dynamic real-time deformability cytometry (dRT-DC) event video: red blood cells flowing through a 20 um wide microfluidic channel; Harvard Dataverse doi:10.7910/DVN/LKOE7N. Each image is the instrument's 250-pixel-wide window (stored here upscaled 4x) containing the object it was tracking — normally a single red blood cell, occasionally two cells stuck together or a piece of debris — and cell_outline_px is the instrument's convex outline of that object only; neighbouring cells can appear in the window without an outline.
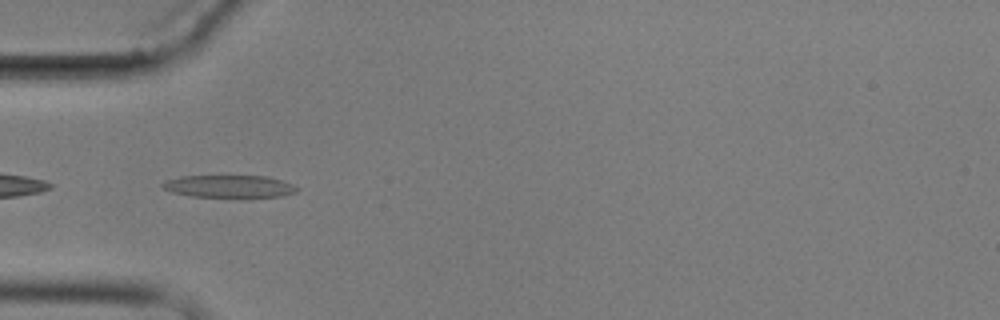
{"species": "common noctule bat (a hibernating species)", "species_latin": "Nyctalus noctula", "temperature_condition": "cold", "stored_images_in_passage": 6, "camera_frame_rate_fps": 3000, "um_per_image_px": 0.085, "animal": {"sex": "male", "body_mass_g": 17.9}, "frame": {"image": 1, "passage_image": 5, "time_ms": 5.667, "image_size_px": [1000, 320], "cell_outline_px": [[300, 188], [296, 192], [280, 196], [240, 200], [192, 196], [172, 192], [164, 188], [160, 184], [164, 180], [180, 176], [268, 176], [292, 184]], "centroid_in_image_um": [19.5, 15.88], "position_along_channel_um": 65.5, "area_um2": 18.5}}
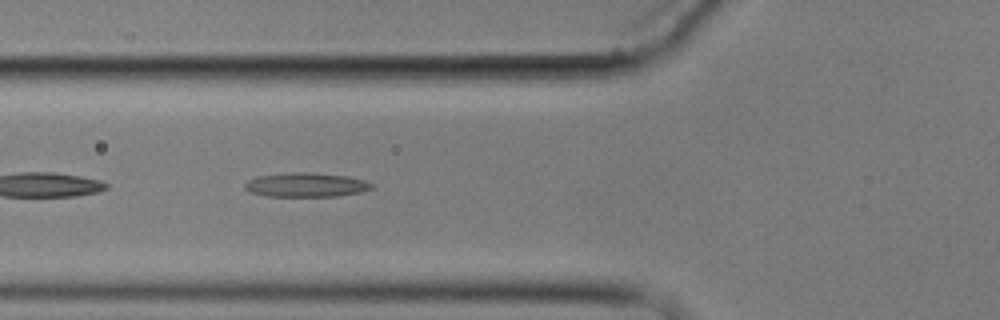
{"frame": {"image": 2, "passage_image": 6, "time_ms": 6.667, "image_size_px": [1000, 320], "cell_outline_px": [[376, 188], [360, 192], [336, 196], [268, 196], [252, 192], [244, 188], [244, 184], [248, 180], [256, 176], [288, 172], [308, 172], [348, 176], [364, 180], [376, 184]], "centroid_in_image_um": [26.06, 15.7], "position_along_channel_um": 99.7, "area_um2": 18.03}}